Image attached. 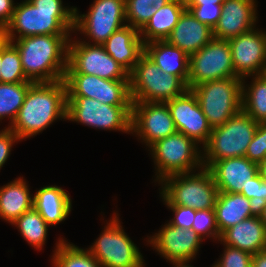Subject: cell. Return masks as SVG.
Returning <instances> with one entry per match:
<instances>
[{"instance_id":"obj_1","label":"cell","mask_w":266,"mask_h":267,"mask_svg":"<svg viewBox=\"0 0 266 267\" xmlns=\"http://www.w3.org/2000/svg\"><path fill=\"white\" fill-rule=\"evenodd\" d=\"M75 7L62 0H22L10 23L0 33L7 40L37 35H72ZM18 34V35H17Z\"/></svg>"},{"instance_id":"obj_2","label":"cell","mask_w":266,"mask_h":267,"mask_svg":"<svg viewBox=\"0 0 266 267\" xmlns=\"http://www.w3.org/2000/svg\"><path fill=\"white\" fill-rule=\"evenodd\" d=\"M67 89L64 80L33 83L16 119L9 127L22 141L42 133L57 119L66 121Z\"/></svg>"},{"instance_id":"obj_3","label":"cell","mask_w":266,"mask_h":267,"mask_svg":"<svg viewBox=\"0 0 266 267\" xmlns=\"http://www.w3.org/2000/svg\"><path fill=\"white\" fill-rule=\"evenodd\" d=\"M71 35H37L9 40L18 50L25 76L32 82L64 80Z\"/></svg>"},{"instance_id":"obj_4","label":"cell","mask_w":266,"mask_h":267,"mask_svg":"<svg viewBox=\"0 0 266 267\" xmlns=\"http://www.w3.org/2000/svg\"><path fill=\"white\" fill-rule=\"evenodd\" d=\"M159 184L160 197L165 205H181L195 210L215 207L218 188L208 168L202 167L195 172L171 175Z\"/></svg>"},{"instance_id":"obj_5","label":"cell","mask_w":266,"mask_h":267,"mask_svg":"<svg viewBox=\"0 0 266 267\" xmlns=\"http://www.w3.org/2000/svg\"><path fill=\"white\" fill-rule=\"evenodd\" d=\"M193 139L176 132L151 145L148 149L155 166V181L166 177L195 172L203 167V150Z\"/></svg>"},{"instance_id":"obj_6","label":"cell","mask_w":266,"mask_h":267,"mask_svg":"<svg viewBox=\"0 0 266 267\" xmlns=\"http://www.w3.org/2000/svg\"><path fill=\"white\" fill-rule=\"evenodd\" d=\"M129 85L132 101L141 102L165 103L188 90L180 77L159 69L145 53L129 73Z\"/></svg>"},{"instance_id":"obj_7","label":"cell","mask_w":266,"mask_h":267,"mask_svg":"<svg viewBox=\"0 0 266 267\" xmlns=\"http://www.w3.org/2000/svg\"><path fill=\"white\" fill-rule=\"evenodd\" d=\"M258 123L243 111L228 119L223 125L212 128L203 150V167L209 168L215 161L245 156Z\"/></svg>"},{"instance_id":"obj_8","label":"cell","mask_w":266,"mask_h":267,"mask_svg":"<svg viewBox=\"0 0 266 267\" xmlns=\"http://www.w3.org/2000/svg\"><path fill=\"white\" fill-rule=\"evenodd\" d=\"M202 112L214 128L242 111V78L213 80L194 86Z\"/></svg>"},{"instance_id":"obj_9","label":"cell","mask_w":266,"mask_h":267,"mask_svg":"<svg viewBox=\"0 0 266 267\" xmlns=\"http://www.w3.org/2000/svg\"><path fill=\"white\" fill-rule=\"evenodd\" d=\"M99 237L86 248L102 267H145L143 255L113 213Z\"/></svg>"},{"instance_id":"obj_10","label":"cell","mask_w":266,"mask_h":267,"mask_svg":"<svg viewBox=\"0 0 266 267\" xmlns=\"http://www.w3.org/2000/svg\"><path fill=\"white\" fill-rule=\"evenodd\" d=\"M131 110L132 105H108L84 96H67L66 120L130 134Z\"/></svg>"},{"instance_id":"obj_11","label":"cell","mask_w":266,"mask_h":267,"mask_svg":"<svg viewBox=\"0 0 266 267\" xmlns=\"http://www.w3.org/2000/svg\"><path fill=\"white\" fill-rule=\"evenodd\" d=\"M125 0H94L87 13L75 7L74 31L84 35L83 42L102 45L126 23ZM88 42H87V39Z\"/></svg>"},{"instance_id":"obj_12","label":"cell","mask_w":266,"mask_h":267,"mask_svg":"<svg viewBox=\"0 0 266 267\" xmlns=\"http://www.w3.org/2000/svg\"><path fill=\"white\" fill-rule=\"evenodd\" d=\"M65 73L95 75L107 80H129V73L111 57L103 45L89 44L72 39L68 42V58Z\"/></svg>"},{"instance_id":"obj_13","label":"cell","mask_w":266,"mask_h":267,"mask_svg":"<svg viewBox=\"0 0 266 267\" xmlns=\"http://www.w3.org/2000/svg\"><path fill=\"white\" fill-rule=\"evenodd\" d=\"M238 77L232 64L228 40L212 39L199 51L189 56L187 86L192 89L201 83Z\"/></svg>"},{"instance_id":"obj_14","label":"cell","mask_w":266,"mask_h":267,"mask_svg":"<svg viewBox=\"0 0 266 267\" xmlns=\"http://www.w3.org/2000/svg\"><path fill=\"white\" fill-rule=\"evenodd\" d=\"M176 132L166 103L132 101L131 133L147 148Z\"/></svg>"},{"instance_id":"obj_15","label":"cell","mask_w":266,"mask_h":267,"mask_svg":"<svg viewBox=\"0 0 266 267\" xmlns=\"http://www.w3.org/2000/svg\"><path fill=\"white\" fill-rule=\"evenodd\" d=\"M67 96H84L108 105H132L129 80H107L83 73H65Z\"/></svg>"},{"instance_id":"obj_16","label":"cell","mask_w":266,"mask_h":267,"mask_svg":"<svg viewBox=\"0 0 266 267\" xmlns=\"http://www.w3.org/2000/svg\"><path fill=\"white\" fill-rule=\"evenodd\" d=\"M232 64L240 78L261 75L266 66V31L253 28L230 38Z\"/></svg>"},{"instance_id":"obj_17","label":"cell","mask_w":266,"mask_h":267,"mask_svg":"<svg viewBox=\"0 0 266 267\" xmlns=\"http://www.w3.org/2000/svg\"><path fill=\"white\" fill-rule=\"evenodd\" d=\"M152 236H147V245L167 259V262L192 261L199 253L202 237L192 229H183L169 223Z\"/></svg>"},{"instance_id":"obj_18","label":"cell","mask_w":266,"mask_h":267,"mask_svg":"<svg viewBox=\"0 0 266 267\" xmlns=\"http://www.w3.org/2000/svg\"><path fill=\"white\" fill-rule=\"evenodd\" d=\"M177 132L193 139L202 148L207 144L212 127L202 112L197 96L188 89L184 94L165 102Z\"/></svg>"},{"instance_id":"obj_19","label":"cell","mask_w":266,"mask_h":267,"mask_svg":"<svg viewBox=\"0 0 266 267\" xmlns=\"http://www.w3.org/2000/svg\"><path fill=\"white\" fill-rule=\"evenodd\" d=\"M256 0H225L213 29L214 39L229 40L255 28L258 22Z\"/></svg>"},{"instance_id":"obj_20","label":"cell","mask_w":266,"mask_h":267,"mask_svg":"<svg viewBox=\"0 0 266 267\" xmlns=\"http://www.w3.org/2000/svg\"><path fill=\"white\" fill-rule=\"evenodd\" d=\"M208 169L218 192L240 193L258 173V164L242 156L215 161Z\"/></svg>"},{"instance_id":"obj_21","label":"cell","mask_w":266,"mask_h":267,"mask_svg":"<svg viewBox=\"0 0 266 267\" xmlns=\"http://www.w3.org/2000/svg\"><path fill=\"white\" fill-rule=\"evenodd\" d=\"M213 38V29L197 20L186 9L166 41L190 56L199 51Z\"/></svg>"},{"instance_id":"obj_22","label":"cell","mask_w":266,"mask_h":267,"mask_svg":"<svg viewBox=\"0 0 266 267\" xmlns=\"http://www.w3.org/2000/svg\"><path fill=\"white\" fill-rule=\"evenodd\" d=\"M102 45L128 73L144 53V43L139 30L129 25L114 32Z\"/></svg>"},{"instance_id":"obj_23","label":"cell","mask_w":266,"mask_h":267,"mask_svg":"<svg viewBox=\"0 0 266 267\" xmlns=\"http://www.w3.org/2000/svg\"><path fill=\"white\" fill-rule=\"evenodd\" d=\"M219 241L253 255L266 249V227L256 214L224 230Z\"/></svg>"},{"instance_id":"obj_24","label":"cell","mask_w":266,"mask_h":267,"mask_svg":"<svg viewBox=\"0 0 266 267\" xmlns=\"http://www.w3.org/2000/svg\"><path fill=\"white\" fill-rule=\"evenodd\" d=\"M68 191L56 185L41 187L33 195V208L49 226L65 221L72 209V200Z\"/></svg>"},{"instance_id":"obj_25","label":"cell","mask_w":266,"mask_h":267,"mask_svg":"<svg viewBox=\"0 0 266 267\" xmlns=\"http://www.w3.org/2000/svg\"><path fill=\"white\" fill-rule=\"evenodd\" d=\"M257 209L250 199L240 193L218 192L214 211L219 233L255 216Z\"/></svg>"},{"instance_id":"obj_26","label":"cell","mask_w":266,"mask_h":267,"mask_svg":"<svg viewBox=\"0 0 266 267\" xmlns=\"http://www.w3.org/2000/svg\"><path fill=\"white\" fill-rule=\"evenodd\" d=\"M144 53L164 72L180 77L186 84L189 77V55L164 41L144 44Z\"/></svg>"},{"instance_id":"obj_27","label":"cell","mask_w":266,"mask_h":267,"mask_svg":"<svg viewBox=\"0 0 266 267\" xmlns=\"http://www.w3.org/2000/svg\"><path fill=\"white\" fill-rule=\"evenodd\" d=\"M23 177L15 178L0 187V219L13 223L33 207V194Z\"/></svg>"},{"instance_id":"obj_28","label":"cell","mask_w":266,"mask_h":267,"mask_svg":"<svg viewBox=\"0 0 266 267\" xmlns=\"http://www.w3.org/2000/svg\"><path fill=\"white\" fill-rule=\"evenodd\" d=\"M186 9L185 0H171L158 9L139 31L143 43L166 40Z\"/></svg>"},{"instance_id":"obj_29","label":"cell","mask_w":266,"mask_h":267,"mask_svg":"<svg viewBox=\"0 0 266 267\" xmlns=\"http://www.w3.org/2000/svg\"><path fill=\"white\" fill-rule=\"evenodd\" d=\"M253 77L250 84L242 79V111L257 123H266V79L262 75Z\"/></svg>"},{"instance_id":"obj_30","label":"cell","mask_w":266,"mask_h":267,"mask_svg":"<svg viewBox=\"0 0 266 267\" xmlns=\"http://www.w3.org/2000/svg\"><path fill=\"white\" fill-rule=\"evenodd\" d=\"M55 245L52 267H102L86 248H79L64 238H58Z\"/></svg>"},{"instance_id":"obj_31","label":"cell","mask_w":266,"mask_h":267,"mask_svg":"<svg viewBox=\"0 0 266 267\" xmlns=\"http://www.w3.org/2000/svg\"><path fill=\"white\" fill-rule=\"evenodd\" d=\"M11 225L16 226L21 236L34 249L42 250L50 227L33 207L25 211Z\"/></svg>"},{"instance_id":"obj_32","label":"cell","mask_w":266,"mask_h":267,"mask_svg":"<svg viewBox=\"0 0 266 267\" xmlns=\"http://www.w3.org/2000/svg\"><path fill=\"white\" fill-rule=\"evenodd\" d=\"M34 82L0 83V122L5 118L11 124L24 103V99L29 87Z\"/></svg>"},{"instance_id":"obj_33","label":"cell","mask_w":266,"mask_h":267,"mask_svg":"<svg viewBox=\"0 0 266 267\" xmlns=\"http://www.w3.org/2000/svg\"><path fill=\"white\" fill-rule=\"evenodd\" d=\"M1 83L32 82L24 74L16 47L2 37Z\"/></svg>"},{"instance_id":"obj_34","label":"cell","mask_w":266,"mask_h":267,"mask_svg":"<svg viewBox=\"0 0 266 267\" xmlns=\"http://www.w3.org/2000/svg\"><path fill=\"white\" fill-rule=\"evenodd\" d=\"M171 0H125L126 24L139 31L153 14Z\"/></svg>"},{"instance_id":"obj_35","label":"cell","mask_w":266,"mask_h":267,"mask_svg":"<svg viewBox=\"0 0 266 267\" xmlns=\"http://www.w3.org/2000/svg\"><path fill=\"white\" fill-rule=\"evenodd\" d=\"M192 230L204 240L206 237L220 239V233L216 224L214 209L196 210Z\"/></svg>"},{"instance_id":"obj_36","label":"cell","mask_w":266,"mask_h":267,"mask_svg":"<svg viewBox=\"0 0 266 267\" xmlns=\"http://www.w3.org/2000/svg\"><path fill=\"white\" fill-rule=\"evenodd\" d=\"M224 245L223 254L213 267H251L252 254L238 248Z\"/></svg>"},{"instance_id":"obj_37","label":"cell","mask_w":266,"mask_h":267,"mask_svg":"<svg viewBox=\"0 0 266 267\" xmlns=\"http://www.w3.org/2000/svg\"><path fill=\"white\" fill-rule=\"evenodd\" d=\"M245 157L260 164L266 157V123H258L257 130L249 143Z\"/></svg>"},{"instance_id":"obj_38","label":"cell","mask_w":266,"mask_h":267,"mask_svg":"<svg viewBox=\"0 0 266 267\" xmlns=\"http://www.w3.org/2000/svg\"><path fill=\"white\" fill-rule=\"evenodd\" d=\"M193 16L200 22L214 29L222 12V4L212 5H186Z\"/></svg>"},{"instance_id":"obj_39","label":"cell","mask_w":266,"mask_h":267,"mask_svg":"<svg viewBox=\"0 0 266 267\" xmlns=\"http://www.w3.org/2000/svg\"><path fill=\"white\" fill-rule=\"evenodd\" d=\"M247 199H250L257 208L266 203V181H264L259 172L250 179L246 188H243L240 192Z\"/></svg>"},{"instance_id":"obj_40","label":"cell","mask_w":266,"mask_h":267,"mask_svg":"<svg viewBox=\"0 0 266 267\" xmlns=\"http://www.w3.org/2000/svg\"><path fill=\"white\" fill-rule=\"evenodd\" d=\"M168 209H171L174 215L168 222L169 224L183 229H192L196 210L190 207L181 205H166Z\"/></svg>"},{"instance_id":"obj_41","label":"cell","mask_w":266,"mask_h":267,"mask_svg":"<svg viewBox=\"0 0 266 267\" xmlns=\"http://www.w3.org/2000/svg\"><path fill=\"white\" fill-rule=\"evenodd\" d=\"M19 141L21 142L19 137L9 127H4L0 131V170L11 154L12 145Z\"/></svg>"},{"instance_id":"obj_42","label":"cell","mask_w":266,"mask_h":267,"mask_svg":"<svg viewBox=\"0 0 266 267\" xmlns=\"http://www.w3.org/2000/svg\"><path fill=\"white\" fill-rule=\"evenodd\" d=\"M15 6L14 0H0V33L10 23Z\"/></svg>"},{"instance_id":"obj_43","label":"cell","mask_w":266,"mask_h":267,"mask_svg":"<svg viewBox=\"0 0 266 267\" xmlns=\"http://www.w3.org/2000/svg\"><path fill=\"white\" fill-rule=\"evenodd\" d=\"M251 267H266V249L252 255Z\"/></svg>"},{"instance_id":"obj_44","label":"cell","mask_w":266,"mask_h":267,"mask_svg":"<svg viewBox=\"0 0 266 267\" xmlns=\"http://www.w3.org/2000/svg\"><path fill=\"white\" fill-rule=\"evenodd\" d=\"M225 0H185V5L223 4Z\"/></svg>"},{"instance_id":"obj_45","label":"cell","mask_w":266,"mask_h":267,"mask_svg":"<svg viewBox=\"0 0 266 267\" xmlns=\"http://www.w3.org/2000/svg\"><path fill=\"white\" fill-rule=\"evenodd\" d=\"M257 214L266 227V203H263L258 207Z\"/></svg>"},{"instance_id":"obj_46","label":"cell","mask_w":266,"mask_h":267,"mask_svg":"<svg viewBox=\"0 0 266 267\" xmlns=\"http://www.w3.org/2000/svg\"><path fill=\"white\" fill-rule=\"evenodd\" d=\"M258 172L261 175L262 179L266 181V157L260 164H258Z\"/></svg>"},{"instance_id":"obj_47","label":"cell","mask_w":266,"mask_h":267,"mask_svg":"<svg viewBox=\"0 0 266 267\" xmlns=\"http://www.w3.org/2000/svg\"><path fill=\"white\" fill-rule=\"evenodd\" d=\"M193 261H177V262H171V264L174 267H194L189 263H192Z\"/></svg>"},{"instance_id":"obj_48","label":"cell","mask_w":266,"mask_h":267,"mask_svg":"<svg viewBox=\"0 0 266 267\" xmlns=\"http://www.w3.org/2000/svg\"><path fill=\"white\" fill-rule=\"evenodd\" d=\"M1 61H2V36L0 35V71H1ZM0 83H1V73H0Z\"/></svg>"},{"instance_id":"obj_49","label":"cell","mask_w":266,"mask_h":267,"mask_svg":"<svg viewBox=\"0 0 266 267\" xmlns=\"http://www.w3.org/2000/svg\"><path fill=\"white\" fill-rule=\"evenodd\" d=\"M261 75L266 79V66H265V68L263 69V72H262Z\"/></svg>"}]
</instances>
